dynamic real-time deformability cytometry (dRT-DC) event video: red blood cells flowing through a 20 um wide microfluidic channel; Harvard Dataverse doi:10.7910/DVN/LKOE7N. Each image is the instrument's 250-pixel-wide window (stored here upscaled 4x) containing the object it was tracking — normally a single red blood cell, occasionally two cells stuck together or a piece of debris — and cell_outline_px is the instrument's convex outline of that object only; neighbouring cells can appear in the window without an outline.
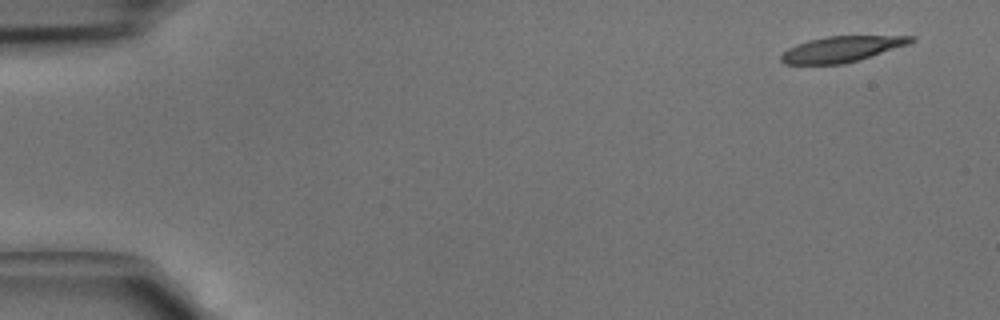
{"species": "common noctule bat (a hibernating species)", "species_latin": "Nyctalus noctula", "temperature_condition": "cold", "stored_images_in_passage": 4, "camera_frame_rate_fps": 3000, "um_per_image_px": 0.085, "animal": {"sex": "male", "body_mass_g": 15.6}, "frame": {"image": 1, "passage_image": 1, "time_ms": 0.0, "image_size_px": [1000, 320], "cell_outline_px": [[916, 40], [908, 44], [844, 64], [784, 64], [780, 60], [780, 56], [788, 48], [796, 44], [808, 40], [828, 36], [916, 36]], "centroid_in_image_um": [71.5, 4.17], "position_along_channel_um": 13.5, "area_um2": 19.25}}
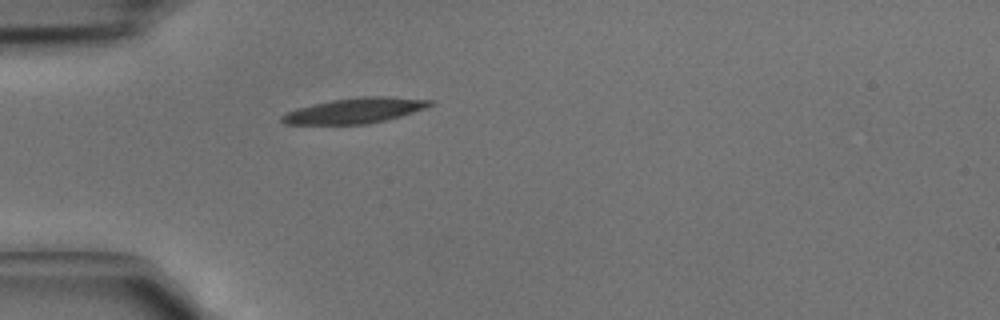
{"frame": {"image": 2, "passage_image": 4, "time_ms": 1.0, "image_size_px": [1000, 320], "cell_outline_px": [[436, 104], [428, 108], [400, 116], [368, 124], [284, 124], [280, 120], [280, 116], [296, 108], [312, 104], [332, 100], [360, 96], [388, 96], [432, 100]], "centroid_in_image_um": [30.2, 9.39], "position_along_channel_um": 54.8, "area_um2": 22.02}}